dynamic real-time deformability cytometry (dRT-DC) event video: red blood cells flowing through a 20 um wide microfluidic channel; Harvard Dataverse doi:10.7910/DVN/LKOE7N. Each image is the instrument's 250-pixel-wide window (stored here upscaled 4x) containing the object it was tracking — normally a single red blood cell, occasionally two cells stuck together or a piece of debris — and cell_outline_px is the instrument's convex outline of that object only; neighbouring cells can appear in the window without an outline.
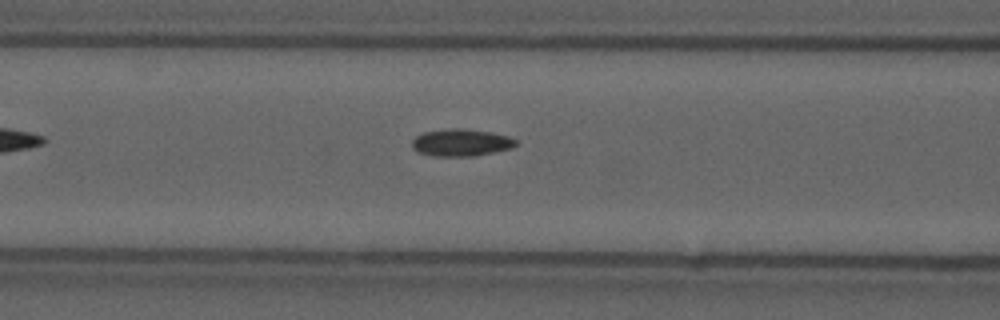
{"species": "common noctule bat (a hibernating species)", "species_latin": "Nyctalus noctula", "temperature_condition": "cold", "stored_images_in_passage": 28, "camera_frame_rate_fps": 3000, "um_per_image_px": 0.085, "animal": {"sex": "male", "forearm_length_mm": 52.5}, "frame": {"image": 1, "passage_image": 5, "time_ms": 1.333, "image_size_px": [1000, 320], "cell_outline_px": [[516, 144], [512, 148], [476, 156], [432, 156], [416, 152], [412, 148], [412, 140], [416, 136], [424, 132], [452, 128], [464, 128], [492, 132], [508, 136], [516, 140]], "centroid_in_image_um": [39.17, 12.12], "position_along_channel_um": 127.4, "area_um2": 16.59}}
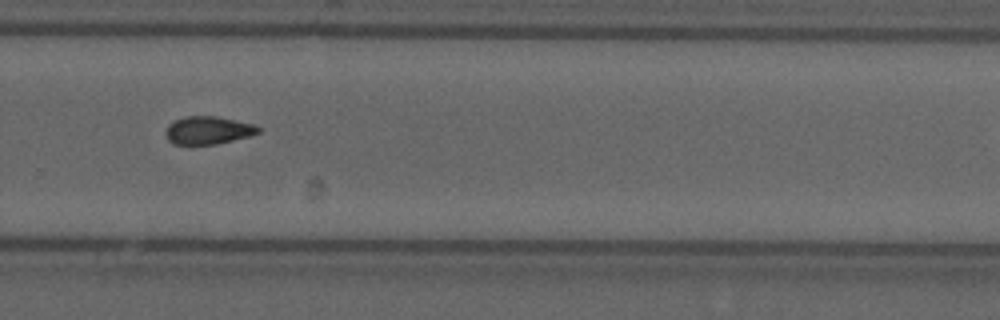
{"frame": {"image": 2, "passage_image": 20, "time_ms": 6.333, "image_size_px": [1000, 320], "cell_outline_px": [[260, 132], [252, 136], [216, 144], [172, 144], [168, 140], [164, 132], [168, 124], [184, 116], [216, 116], [252, 124], [260, 128]], "centroid_in_image_um": [17.67, 11.08], "position_along_channel_um": 312.1, "area_um2": 15.09}}